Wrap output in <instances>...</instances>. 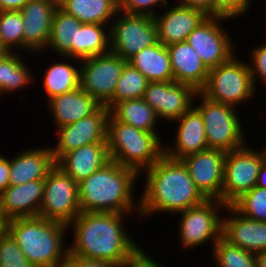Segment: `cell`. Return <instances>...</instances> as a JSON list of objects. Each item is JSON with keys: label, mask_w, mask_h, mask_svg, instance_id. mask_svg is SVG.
<instances>
[{"label": "cell", "mask_w": 266, "mask_h": 267, "mask_svg": "<svg viewBox=\"0 0 266 267\" xmlns=\"http://www.w3.org/2000/svg\"><path fill=\"white\" fill-rule=\"evenodd\" d=\"M125 215L130 214L81 212L67 225L73 229L69 254L124 267L141 250L124 227Z\"/></svg>", "instance_id": "1"}, {"label": "cell", "mask_w": 266, "mask_h": 267, "mask_svg": "<svg viewBox=\"0 0 266 267\" xmlns=\"http://www.w3.org/2000/svg\"><path fill=\"white\" fill-rule=\"evenodd\" d=\"M143 173L146 185L142 189L137 216L141 219L160 212L176 214L206 200L182 160L164 154Z\"/></svg>", "instance_id": "2"}, {"label": "cell", "mask_w": 266, "mask_h": 267, "mask_svg": "<svg viewBox=\"0 0 266 267\" xmlns=\"http://www.w3.org/2000/svg\"><path fill=\"white\" fill-rule=\"evenodd\" d=\"M138 176L135 170L110 159L94 174L78 183L81 212L131 215L137 212L139 215V201L135 202L133 195Z\"/></svg>", "instance_id": "3"}, {"label": "cell", "mask_w": 266, "mask_h": 267, "mask_svg": "<svg viewBox=\"0 0 266 267\" xmlns=\"http://www.w3.org/2000/svg\"><path fill=\"white\" fill-rule=\"evenodd\" d=\"M67 228L65 223L39 216L7 221V231L34 267H63L69 253Z\"/></svg>", "instance_id": "4"}, {"label": "cell", "mask_w": 266, "mask_h": 267, "mask_svg": "<svg viewBox=\"0 0 266 267\" xmlns=\"http://www.w3.org/2000/svg\"><path fill=\"white\" fill-rule=\"evenodd\" d=\"M106 142L109 158L139 175L164 155L162 139L157 132H146L119 122L111 114L107 120Z\"/></svg>", "instance_id": "5"}, {"label": "cell", "mask_w": 266, "mask_h": 267, "mask_svg": "<svg viewBox=\"0 0 266 267\" xmlns=\"http://www.w3.org/2000/svg\"><path fill=\"white\" fill-rule=\"evenodd\" d=\"M234 54L227 62L209 69L205 86L199 91L211 101L228 104L233 107L246 103L255 97L249 64Z\"/></svg>", "instance_id": "6"}, {"label": "cell", "mask_w": 266, "mask_h": 267, "mask_svg": "<svg viewBox=\"0 0 266 267\" xmlns=\"http://www.w3.org/2000/svg\"><path fill=\"white\" fill-rule=\"evenodd\" d=\"M196 97L201 98L194 107L203 117L208 148L227 153L247 143L236 107L211 101L200 92Z\"/></svg>", "instance_id": "7"}, {"label": "cell", "mask_w": 266, "mask_h": 267, "mask_svg": "<svg viewBox=\"0 0 266 267\" xmlns=\"http://www.w3.org/2000/svg\"><path fill=\"white\" fill-rule=\"evenodd\" d=\"M226 206L220 200L206 199L197 206L176 213L181 215L177 228L182 247L185 250L194 249L206 245L209 240L214 247L222 237L220 210H225Z\"/></svg>", "instance_id": "8"}, {"label": "cell", "mask_w": 266, "mask_h": 267, "mask_svg": "<svg viewBox=\"0 0 266 267\" xmlns=\"http://www.w3.org/2000/svg\"><path fill=\"white\" fill-rule=\"evenodd\" d=\"M265 157V148L261 151L253 147L251 149L248 144L226 153L222 188V202L225 205H232L256 186L259 169Z\"/></svg>", "instance_id": "9"}, {"label": "cell", "mask_w": 266, "mask_h": 267, "mask_svg": "<svg viewBox=\"0 0 266 267\" xmlns=\"http://www.w3.org/2000/svg\"><path fill=\"white\" fill-rule=\"evenodd\" d=\"M115 18L109 25L110 51L126 61L158 42L154 17L118 11Z\"/></svg>", "instance_id": "10"}, {"label": "cell", "mask_w": 266, "mask_h": 267, "mask_svg": "<svg viewBox=\"0 0 266 267\" xmlns=\"http://www.w3.org/2000/svg\"><path fill=\"white\" fill-rule=\"evenodd\" d=\"M80 213L78 183L55 165L44 180L39 217L68 225Z\"/></svg>", "instance_id": "11"}, {"label": "cell", "mask_w": 266, "mask_h": 267, "mask_svg": "<svg viewBox=\"0 0 266 267\" xmlns=\"http://www.w3.org/2000/svg\"><path fill=\"white\" fill-rule=\"evenodd\" d=\"M126 60L113 52L80 61V88L105 106L114 96Z\"/></svg>", "instance_id": "12"}, {"label": "cell", "mask_w": 266, "mask_h": 267, "mask_svg": "<svg viewBox=\"0 0 266 267\" xmlns=\"http://www.w3.org/2000/svg\"><path fill=\"white\" fill-rule=\"evenodd\" d=\"M224 17L208 16L187 37L186 42L201 57L208 69L227 62L234 55V44L221 25Z\"/></svg>", "instance_id": "13"}, {"label": "cell", "mask_w": 266, "mask_h": 267, "mask_svg": "<svg viewBox=\"0 0 266 267\" xmlns=\"http://www.w3.org/2000/svg\"><path fill=\"white\" fill-rule=\"evenodd\" d=\"M198 91L191 85L170 82H149L143 99L160 119L172 124L194 106ZM194 98V99H193Z\"/></svg>", "instance_id": "14"}, {"label": "cell", "mask_w": 266, "mask_h": 267, "mask_svg": "<svg viewBox=\"0 0 266 267\" xmlns=\"http://www.w3.org/2000/svg\"><path fill=\"white\" fill-rule=\"evenodd\" d=\"M110 110L101 106L94 114L75 123L60 126L56 146L51 147L56 162L63 154L92 143H107V120Z\"/></svg>", "instance_id": "15"}, {"label": "cell", "mask_w": 266, "mask_h": 267, "mask_svg": "<svg viewBox=\"0 0 266 267\" xmlns=\"http://www.w3.org/2000/svg\"><path fill=\"white\" fill-rule=\"evenodd\" d=\"M225 156L224 151L208 148L181 159L197 189L206 199L222 201Z\"/></svg>", "instance_id": "16"}, {"label": "cell", "mask_w": 266, "mask_h": 267, "mask_svg": "<svg viewBox=\"0 0 266 267\" xmlns=\"http://www.w3.org/2000/svg\"><path fill=\"white\" fill-rule=\"evenodd\" d=\"M57 8L58 0H31L20 10L24 22V51L38 54L46 50L52 17Z\"/></svg>", "instance_id": "17"}, {"label": "cell", "mask_w": 266, "mask_h": 267, "mask_svg": "<svg viewBox=\"0 0 266 267\" xmlns=\"http://www.w3.org/2000/svg\"><path fill=\"white\" fill-rule=\"evenodd\" d=\"M226 211L230 217L222 218V238L254 254L266 251V222L249 219L232 205H227Z\"/></svg>", "instance_id": "18"}, {"label": "cell", "mask_w": 266, "mask_h": 267, "mask_svg": "<svg viewBox=\"0 0 266 267\" xmlns=\"http://www.w3.org/2000/svg\"><path fill=\"white\" fill-rule=\"evenodd\" d=\"M164 8L161 15L157 12L154 20L157 26L158 42L168 46L186 41L188 35L208 16L202 11L188 7L175 6Z\"/></svg>", "instance_id": "19"}, {"label": "cell", "mask_w": 266, "mask_h": 267, "mask_svg": "<svg viewBox=\"0 0 266 267\" xmlns=\"http://www.w3.org/2000/svg\"><path fill=\"white\" fill-rule=\"evenodd\" d=\"M44 180L8 186L0 194V211L8 221L15 218L37 217L43 201Z\"/></svg>", "instance_id": "20"}, {"label": "cell", "mask_w": 266, "mask_h": 267, "mask_svg": "<svg viewBox=\"0 0 266 267\" xmlns=\"http://www.w3.org/2000/svg\"><path fill=\"white\" fill-rule=\"evenodd\" d=\"M175 121L178 129L174 145L164 146L167 157L181 160L190 154L208 149L203 117L194 106Z\"/></svg>", "instance_id": "21"}, {"label": "cell", "mask_w": 266, "mask_h": 267, "mask_svg": "<svg viewBox=\"0 0 266 267\" xmlns=\"http://www.w3.org/2000/svg\"><path fill=\"white\" fill-rule=\"evenodd\" d=\"M109 160L107 143H92L63 154L55 165L79 183L94 174Z\"/></svg>", "instance_id": "22"}, {"label": "cell", "mask_w": 266, "mask_h": 267, "mask_svg": "<svg viewBox=\"0 0 266 267\" xmlns=\"http://www.w3.org/2000/svg\"><path fill=\"white\" fill-rule=\"evenodd\" d=\"M54 166L51 146L22 151L10 159L9 186L45 180Z\"/></svg>", "instance_id": "23"}, {"label": "cell", "mask_w": 266, "mask_h": 267, "mask_svg": "<svg viewBox=\"0 0 266 267\" xmlns=\"http://www.w3.org/2000/svg\"><path fill=\"white\" fill-rule=\"evenodd\" d=\"M170 54L174 81L193 86L198 92L205 86L209 69L201 57L186 42L182 41L166 46Z\"/></svg>", "instance_id": "24"}, {"label": "cell", "mask_w": 266, "mask_h": 267, "mask_svg": "<svg viewBox=\"0 0 266 267\" xmlns=\"http://www.w3.org/2000/svg\"><path fill=\"white\" fill-rule=\"evenodd\" d=\"M55 129L69 125L94 114L100 105L80 87L47 100Z\"/></svg>", "instance_id": "25"}, {"label": "cell", "mask_w": 266, "mask_h": 267, "mask_svg": "<svg viewBox=\"0 0 266 267\" xmlns=\"http://www.w3.org/2000/svg\"><path fill=\"white\" fill-rule=\"evenodd\" d=\"M127 62L140 71L149 82L174 81L169 51L160 42L144 48Z\"/></svg>", "instance_id": "26"}, {"label": "cell", "mask_w": 266, "mask_h": 267, "mask_svg": "<svg viewBox=\"0 0 266 267\" xmlns=\"http://www.w3.org/2000/svg\"><path fill=\"white\" fill-rule=\"evenodd\" d=\"M82 23L74 16L66 14L59 7L52 17L49 42L46 49L61 56L77 59V37Z\"/></svg>", "instance_id": "27"}, {"label": "cell", "mask_w": 266, "mask_h": 267, "mask_svg": "<svg viewBox=\"0 0 266 267\" xmlns=\"http://www.w3.org/2000/svg\"><path fill=\"white\" fill-rule=\"evenodd\" d=\"M58 7L82 24L109 25L119 11L118 0H58Z\"/></svg>", "instance_id": "28"}, {"label": "cell", "mask_w": 266, "mask_h": 267, "mask_svg": "<svg viewBox=\"0 0 266 267\" xmlns=\"http://www.w3.org/2000/svg\"><path fill=\"white\" fill-rule=\"evenodd\" d=\"M68 63L63 61L54 62L49 68H46L43 78V89L46 92L47 99L62 95L76 90L80 87V63L78 67L69 61L80 62L81 60L62 56Z\"/></svg>", "instance_id": "29"}, {"label": "cell", "mask_w": 266, "mask_h": 267, "mask_svg": "<svg viewBox=\"0 0 266 267\" xmlns=\"http://www.w3.org/2000/svg\"><path fill=\"white\" fill-rule=\"evenodd\" d=\"M110 114L119 122L146 132H158L156 125L159 119L155 110L143 98L120 101L110 109Z\"/></svg>", "instance_id": "30"}, {"label": "cell", "mask_w": 266, "mask_h": 267, "mask_svg": "<svg viewBox=\"0 0 266 267\" xmlns=\"http://www.w3.org/2000/svg\"><path fill=\"white\" fill-rule=\"evenodd\" d=\"M22 55L17 52L0 51V92H16L35 79L31 74Z\"/></svg>", "instance_id": "31"}, {"label": "cell", "mask_w": 266, "mask_h": 267, "mask_svg": "<svg viewBox=\"0 0 266 267\" xmlns=\"http://www.w3.org/2000/svg\"><path fill=\"white\" fill-rule=\"evenodd\" d=\"M82 24L77 37V59L84 60L110 52L109 26Z\"/></svg>", "instance_id": "32"}, {"label": "cell", "mask_w": 266, "mask_h": 267, "mask_svg": "<svg viewBox=\"0 0 266 267\" xmlns=\"http://www.w3.org/2000/svg\"><path fill=\"white\" fill-rule=\"evenodd\" d=\"M148 83L149 81L140 71L126 62L121 71L114 96L105 106L110 110L120 101L143 98Z\"/></svg>", "instance_id": "33"}, {"label": "cell", "mask_w": 266, "mask_h": 267, "mask_svg": "<svg viewBox=\"0 0 266 267\" xmlns=\"http://www.w3.org/2000/svg\"><path fill=\"white\" fill-rule=\"evenodd\" d=\"M24 22L20 11H0V47L23 50ZM15 48V49H14Z\"/></svg>", "instance_id": "34"}, {"label": "cell", "mask_w": 266, "mask_h": 267, "mask_svg": "<svg viewBox=\"0 0 266 267\" xmlns=\"http://www.w3.org/2000/svg\"><path fill=\"white\" fill-rule=\"evenodd\" d=\"M212 249L217 267H257L256 254L233 246L222 237Z\"/></svg>", "instance_id": "35"}, {"label": "cell", "mask_w": 266, "mask_h": 267, "mask_svg": "<svg viewBox=\"0 0 266 267\" xmlns=\"http://www.w3.org/2000/svg\"><path fill=\"white\" fill-rule=\"evenodd\" d=\"M232 206L249 219L266 222V188L253 187L237 199Z\"/></svg>", "instance_id": "36"}, {"label": "cell", "mask_w": 266, "mask_h": 267, "mask_svg": "<svg viewBox=\"0 0 266 267\" xmlns=\"http://www.w3.org/2000/svg\"><path fill=\"white\" fill-rule=\"evenodd\" d=\"M0 267H34L7 230L0 236Z\"/></svg>", "instance_id": "37"}, {"label": "cell", "mask_w": 266, "mask_h": 267, "mask_svg": "<svg viewBox=\"0 0 266 267\" xmlns=\"http://www.w3.org/2000/svg\"><path fill=\"white\" fill-rule=\"evenodd\" d=\"M250 3L251 0H213V16L228 19L244 16L249 13Z\"/></svg>", "instance_id": "38"}, {"label": "cell", "mask_w": 266, "mask_h": 267, "mask_svg": "<svg viewBox=\"0 0 266 267\" xmlns=\"http://www.w3.org/2000/svg\"><path fill=\"white\" fill-rule=\"evenodd\" d=\"M167 3L168 0H118V9L127 14L154 17L157 14L154 8L158 5L165 7Z\"/></svg>", "instance_id": "39"}, {"label": "cell", "mask_w": 266, "mask_h": 267, "mask_svg": "<svg viewBox=\"0 0 266 267\" xmlns=\"http://www.w3.org/2000/svg\"><path fill=\"white\" fill-rule=\"evenodd\" d=\"M251 51L250 61H249V68L253 80V84L255 88L257 87L258 77L263 83L266 85V42L259 46H255Z\"/></svg>", "instance_id": "40"}, {"label": "cell", "mask_w": 266, "mask_h": 267, "mask_svg": "<svg viewBox=\"0 0 266 267\" xmlns=\"http://www.w3.org/2000/svg\"><path fill=\"white\" fill-rule=\"evenodd\" d=\"M63 267H119V266L110 262L85 259L68 253L65 263L63 264Z\"/></svg>", "instance_id": "41"}, {"label": "cell", "mask_w": 266, "mask_h": 267, "mask_svg": "<svg viewBox=\"0 0 266 267\" xmlns=\"http://www.w3.org/2000/svg\"><path fill=\"white\" fill-rule=\"evenodd\" d=\"M141 249L124 267H166Z\"/></svg>", "instance_id": "42"}, {"label": "cell", "mask_w": 266, "mask_h": 267, "mask_svg": "<svg viewBox=\"0 0 266 267\" xmlns=\"http://www.w3.org/2000/svg\"><path fill=\"white\" fill-rule=\"evenodd\" d=\"M178 5L197 9L202 11L206 16H213V0H178Z\"/></svg>", "instance_id": "43"}, {"label": "cell", "mask_w": 266, "mask_h": 267, "mask_svg": "<svg viewBox=\"0 0 266 267\" xmlns=\"http://www.w3.org/2000/svg\"><path fill=\"white\" fill-rule=\"evenodd\" d=\"M10 158L0 154V194L9 186Z\"/></svg>", "instance_id": "44"}, {"label": "cell", "mask_w": 266, "mask_h": 267, "mask_svg": "<svg viewBox=\"0 0 266 267\" xmlns=\"http://www.w3.org/2000/svg\"><path fill=\"white\" fill-rule=\"evenodd\" d=\"M31 0H0V11H20Z\"/></svg>", "instance_id": "45"}, {"label": "cell", "mask_w": 266, "mask_h": 267, "mask_svg": "<svg viewBox=\"0 0 266 267\" xmlns=\"http://www.w3.org/2000/svg\"><path fill=\"white\" fill-rule=\"evenodd\" d=\"M256 186L266 188V157L260 166Z\"/></svg>", "instance_id": "46"}, {"label": "cell", "mask_w": 266, "mask_h": 267, "mask_svg": "<svg viewBox=\"0 0 266 267\" xmlns=\"http://www.w3.org/2000/svg\"><path fill=\"white\" fill-rule=\"evenodd\" d=\"M257 267H266V251L256 254Z\"/></svg>", "instance_id": "47"}, {"label": "cell", "mask_w": 266, "mask_h": 267, "mask_svg": "<svg viewBox=\"0 0 266 267\" xmlns=\"http://www.w3.org/2000/svg\"><path fill=\"white\" fill-rule=\"evenodd\" d=\"M7 230V220L0 211V236Z\"/></svg>", "instance_id": "48"}]
</instances>
